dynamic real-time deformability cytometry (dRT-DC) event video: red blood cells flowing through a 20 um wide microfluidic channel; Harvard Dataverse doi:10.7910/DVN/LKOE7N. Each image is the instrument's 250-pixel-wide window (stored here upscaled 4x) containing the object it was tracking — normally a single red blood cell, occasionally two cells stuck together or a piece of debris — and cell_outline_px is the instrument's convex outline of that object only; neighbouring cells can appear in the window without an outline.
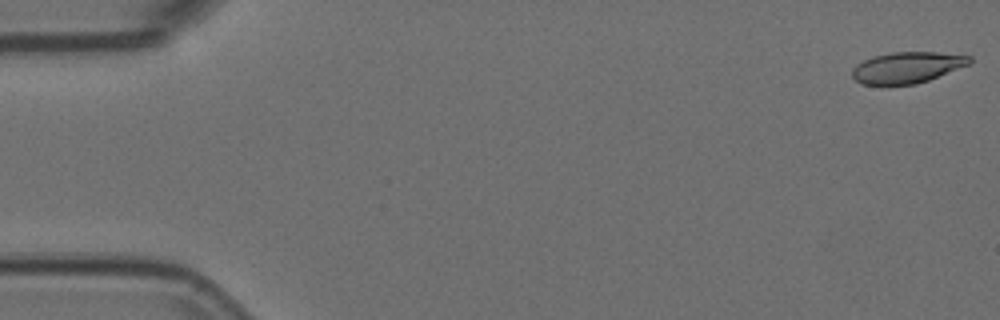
{"species": "Egyptian fruit bat (a non-hibernating species)", "species_latin": "Rousettus aegyptiacus", "temperature_condition": "room temperature", "stored_images_in_passage": 8, "camera_frame_rate_fps": 3000, "um_per_image_px": 0.085, "animal": {"sex": "female"}, "frame": {"image": 1, "passage_image": 1, "time_ms": 0.0, "image_size_px": [1000, 320], "cell_outline_px": [[972, 60], [968, 64], [928, 80], [916, 84], [864, 84], [856, 80], [852, 76], [852, 68], [856, 64], [872, 56], [892, 52], [936, 52], [972, 56]], "centroid_in_image_um": [77.08, 5.72], "position_along_channel_um": 7.9, "area_um2": 21.04}}